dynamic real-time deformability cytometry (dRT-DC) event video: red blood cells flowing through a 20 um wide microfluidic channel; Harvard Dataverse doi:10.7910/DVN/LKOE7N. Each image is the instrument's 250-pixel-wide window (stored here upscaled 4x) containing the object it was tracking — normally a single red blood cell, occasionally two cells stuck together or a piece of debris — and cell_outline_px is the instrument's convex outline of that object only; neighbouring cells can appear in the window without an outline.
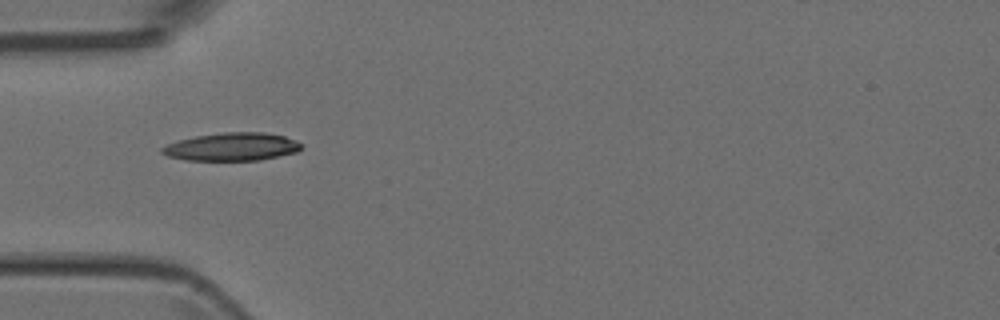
{"species": "Egyptian fruit bat (a non-hibernating species)", "species_latin": "Rousettus aegyptiacus", "temperature_condition": "room temperature", "stored_images_in_passage": 6, "camera_frame_rate_fps": 3000, "um_per_image_px": 0.085, "animal": {"sex": "female"}, "frame": {"image": 1, "passage_image": 3, "time_ms": 3.333, "image_size_px": [1000, 320], "cell_outline_px": [[304, 144], [296, 152], [260, 160], [184, 160], [168, 156], [160, 152], [160, 148], [168, 144], [180, 140], [196, 136], [224, 132], [264, 132], [284, 136], [296, 140]], "centroid_in_image_um": [19.72, 12.47], "position_along_channel_um": 65.3, "area_um2": 22.66}}
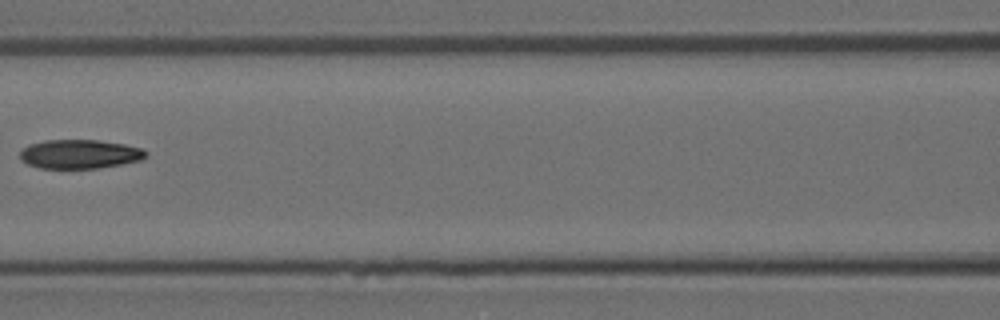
{"frame": {"image": 2, "passage_image": 5, "time_ms": 5.667, "image_size_px": [1000, 320], "cell_outline_px": [[148, 152], [140, 160], [120, 164], [96, 168], [40, 168], [28, 164], [20, 160], [20, 152], [28, 144], [44, 140], [96, 140], [124, 144], [140, 148]], "centroid_in_image_um": [6.72, 13.09], "position_along_channel_um": 159.9, "area_um2": 21.1}}
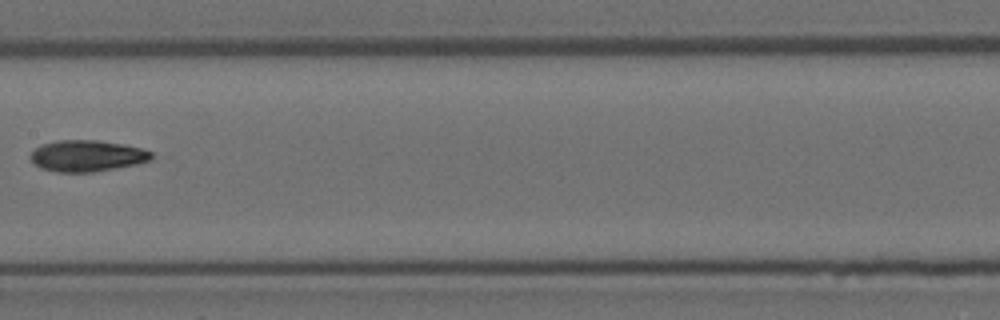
{"frame": {"image": 3, "passage_image": 6, "time_ms": 6.667, "image_size_px": [1000, 320], "cell_outline_px": [[152, 160], [136, 164], [92, 172], [56, 172], [40, 168], [28, 156], [36, 148], [44, 144], [56, 140], [96, 140], [124, 144], [140, 148], [152, 152]], "centroid_in_image_um": [7.39, 13.25], "position_along_channel_um": 200.0, "area_um2": 21.96}}